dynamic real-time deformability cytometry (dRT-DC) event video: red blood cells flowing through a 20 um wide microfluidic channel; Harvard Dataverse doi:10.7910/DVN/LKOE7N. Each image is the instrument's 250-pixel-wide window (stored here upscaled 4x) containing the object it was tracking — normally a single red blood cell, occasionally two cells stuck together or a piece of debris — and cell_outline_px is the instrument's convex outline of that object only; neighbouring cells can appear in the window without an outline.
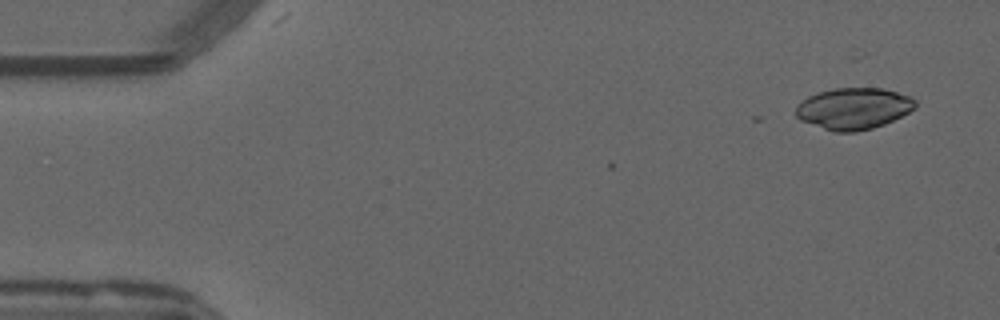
{"species": "common noctule bat (a hibernating species)", "species_latin": "Nyctalus noctula", "temperature_condition": "warm", "stored_images_in_passage": 7, "camera_frame_rate_fps": 3000, "um_per_image_px": 0.085, "animal": {"sex": "male", "forearm_length_mm": 52.5}, "frame": {"image": 1, "passage_image": 3, "time_ms": 0.667, "image_size_px": [1000, 320], "cell_outline_px": [[916, 108], [884, 124], [872, 128], [856, 132], [836, 132], [800, 120], [796, 116], [796, 104], [808, 96], [820, 92], [836, 88], [880, 88], [896, 92], [908, 96], [916, 100]], "centroid_in_image_um": [72.54, 9.22], "position_along_channel_um": 12.5, "area_um2": 28.61}}